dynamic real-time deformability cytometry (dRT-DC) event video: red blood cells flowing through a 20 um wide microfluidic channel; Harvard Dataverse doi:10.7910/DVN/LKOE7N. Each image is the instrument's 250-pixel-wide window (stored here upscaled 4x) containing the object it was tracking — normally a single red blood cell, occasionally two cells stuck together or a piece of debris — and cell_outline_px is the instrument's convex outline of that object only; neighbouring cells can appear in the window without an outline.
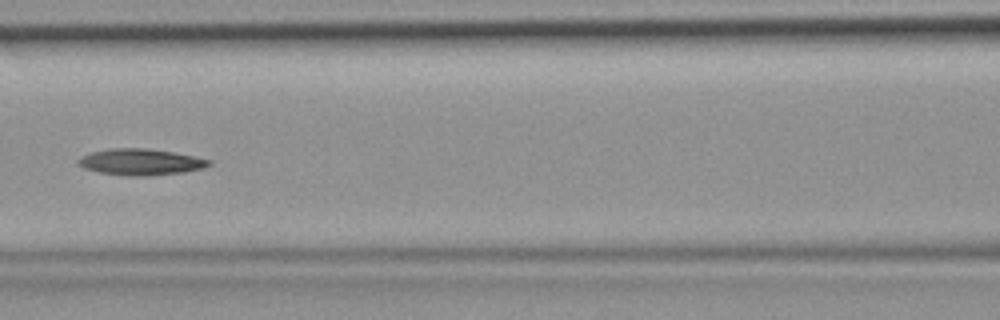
{"species": "common noctule bat (a hibernating species)", "species_latin": "Nyctalus noctula", "temperature_condition": "room temperature", "stored_images_in_passage": 44, "camera_frame_rate_fps": 3000, "um_per_image_px": 0.085, "animal": {"sex": "female", "body_mass_g": 19.9}, "frame": {"image": 1, "passage_image": 19, "time_ms": 6.0, "image_size_px": [1000, 320], "cell_outline_px": [[212, 164], [204, 168], [184, 172], [148, 176], [132, 176], [100, 172], [84, 168], [76, 164], [76, 160], [80, 156], [92, 152], [108, 148], [144, 148], [172, 152], [196, 156], [212, 160]], "centroid_in_image_um": [11.96, 13.76], "position_along_channel_um": 154.6, "area_um2": 20.17}}